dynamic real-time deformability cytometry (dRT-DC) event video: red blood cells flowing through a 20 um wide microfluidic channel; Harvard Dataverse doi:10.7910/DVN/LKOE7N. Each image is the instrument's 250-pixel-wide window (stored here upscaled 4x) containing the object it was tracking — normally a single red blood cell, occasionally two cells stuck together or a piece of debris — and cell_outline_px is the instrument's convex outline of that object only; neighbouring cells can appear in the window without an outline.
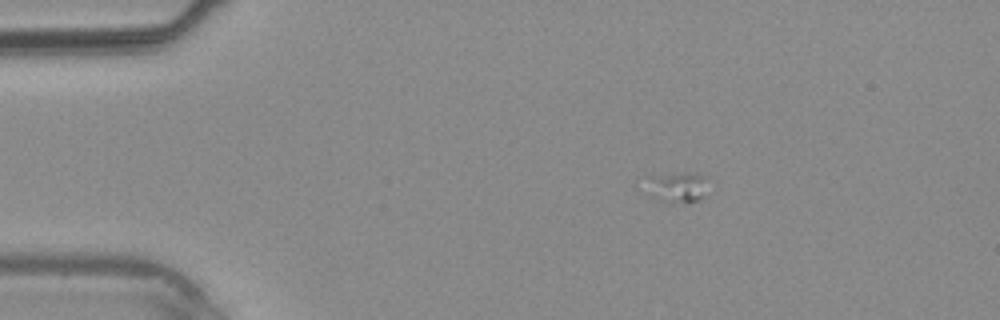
{"species": "common noctule bat (a hibernating species)", "species_latin": "Nyctalus noctula", "temperature_condition": "warm", "stored_images_in_passage": 13, "camera_frame_rate_fps": 3000, "um_per_image_px": 0.085, "animal": {"sex": "male", "body_mass_g": 20.4}, "frame": {"image": 1, "passage_image": 8, "time_ms": 2.333, "image_size_px": [1000, 320], "cell_outline_px": [[708, 176], [700, 196], [696, 200], [672, 204], [660, 200], [652, 196], [652, 176], [688, 172], [696, 172]], "centroid_in_image_um": [57.66, 15.89], "position_along_channel_um": 27.3, "area_um2": 10.17}}